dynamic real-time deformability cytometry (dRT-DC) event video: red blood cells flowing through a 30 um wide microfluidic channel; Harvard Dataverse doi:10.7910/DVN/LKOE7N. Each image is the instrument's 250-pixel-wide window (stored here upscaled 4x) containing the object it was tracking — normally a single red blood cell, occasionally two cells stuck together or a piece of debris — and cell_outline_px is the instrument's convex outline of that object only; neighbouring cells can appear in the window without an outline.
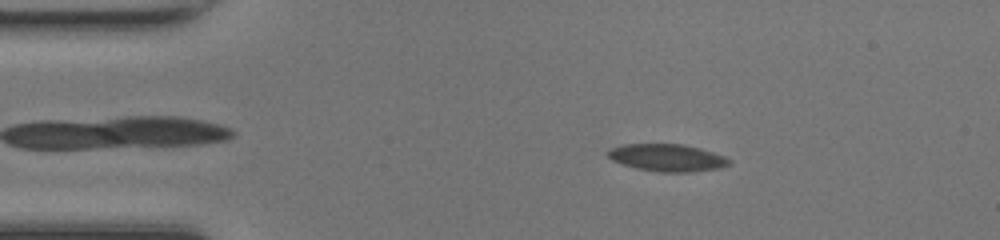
{"species": "common noctule bat (a hibernating species)", "species_latin": "Nyctalus noctula", "temperature_condition": "room temperature", "stored_images_in_passage": 42, "camera_frame_rate_fps": 3000, "um_per_image_px": 0.085, "animal": {"sex": "female", "body_mass_g": 17.0, "forearm_length_mm": 48.0}, "frame": {"image": 1, "passage_image": 8, "time_ms": 2.333, "image_size_px": [1000, 240], "cell_outline_px": [[732, 164], [720, 168], [688, 172], [660, 172], [636, 168], [612, 160], [608, 156], [608, 148], [624, 144], [684, 144], [700, 148], [724, 156], [732, 160]], "centroid_in_image_um": [56.74, 13.4], "position_along_channel_um": 28.3, "area_um2": 19.31}}
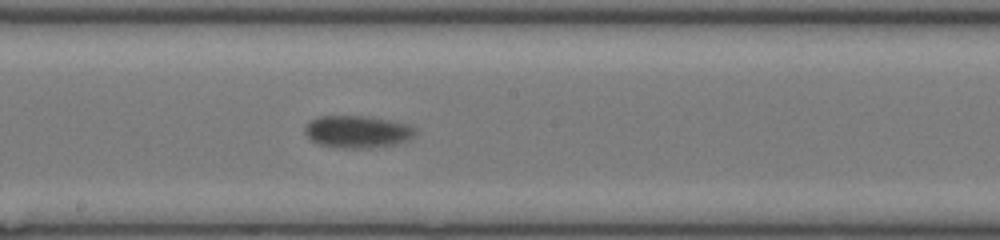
{"frame": {"image": 2, "passage_image": 26, "time_ms": 8.333, "image_size_px": [1000, 240], "cell_outline_px": [[416, 132], [412, 136], [404, 140], [392, 144], [368, 148], [344, 148], [320, 144], [312, 140], [304, 132], [304, 128], [312, 120], [320, 116], [364, 116], [388, 120], [408, 124], [416, 128]], "centroid_in_image_um": [30.36, 11.18], "position_along_channel_um": 217.8, "area_um2": 20.29}}
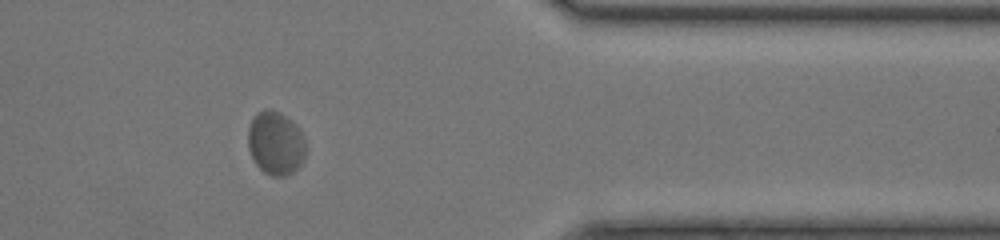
{"frame": {"image": 3, "passage_image": 40, "time_ms": 13.0, "image_size_px": [1000, 240], "cell_outline_px": [[308, 148], [300, 164], [292, 172], [284, 176], [272, 176], [264, 172], [256, 164], [248, 148], [248, 128], [256, 112], [264, 108], [268, 108], [280, 112], [292, 120], [296, 124], [304, 136]], "centroid_in_image_um": [23.44, 12.13], "position_along_channel_um": 388.0, "area_um2": 21.68}, "authors_computed_cell_mechanics": {"area_um2": 19.9121, "velocity_mm_per_s": 4.122, "shape_relaxation_time_tau1_ms": 8.5539, "shape_relaxation_time_tau2_ms": null, "deformation_change_tau1": 0.1926, "deformation_change_tau2": null}}